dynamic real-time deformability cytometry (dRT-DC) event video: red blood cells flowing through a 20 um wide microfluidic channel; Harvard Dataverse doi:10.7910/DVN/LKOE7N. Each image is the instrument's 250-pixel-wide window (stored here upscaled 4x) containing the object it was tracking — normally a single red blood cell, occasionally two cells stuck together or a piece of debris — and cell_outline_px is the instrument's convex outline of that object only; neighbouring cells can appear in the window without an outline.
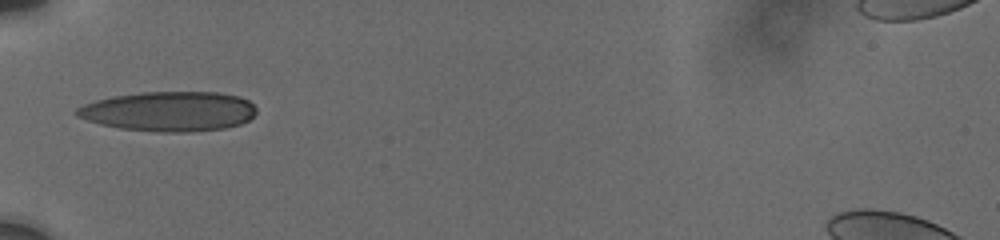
{"species": "human", "species_latin": "Homo sapiens", "temperature_condition": "cold", "stored_images_in_passage": 7, "camera_frame_rate_fps": 3000, "um_per_image_px": 0.085, "donor": {"sex": "male"}, "frame": {"image": 1, "passage_image": 1, "time_ms": 0.0, "image_size_px": [1000, 240], "cell_outline_px": [[256, 112], [248, 120], [240, 124], [224, 128], [188, 132], [156, 132], [120, 128], [100, 124], [76, 116], [76, 108], [84, 104], [96, 100], [112, 96], [140, 92], [220, 92], [240, 96], [248, 100], [256, 108]], "centroid_in_image_um": [14.37, 9.46], "position_along_channel_um": 70.6, "area_um2": 41.73}}
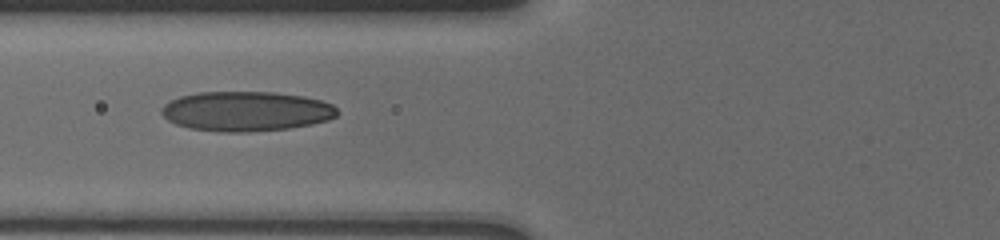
{"frame": {"image": 2, "passage_image": 4, "time_ms": 1.0, "image_size_px": [1000, 240], "cell_outline_px": [[340, 112], [336, 116], [328, 120], [312, 124], [288, 128], [248, 132], [220, 132], [188, 128], [176, 124], [168, 120], [160, 112], [160, 108], [164, 104], [180, 96], [196, 92], [272, 92], [304, 96], [320, 100], [332, 104]], "centroid_in_image_um": [20.91, 9.46], "position_along_channel_um": 104.9, "area_um2": 40.92}}